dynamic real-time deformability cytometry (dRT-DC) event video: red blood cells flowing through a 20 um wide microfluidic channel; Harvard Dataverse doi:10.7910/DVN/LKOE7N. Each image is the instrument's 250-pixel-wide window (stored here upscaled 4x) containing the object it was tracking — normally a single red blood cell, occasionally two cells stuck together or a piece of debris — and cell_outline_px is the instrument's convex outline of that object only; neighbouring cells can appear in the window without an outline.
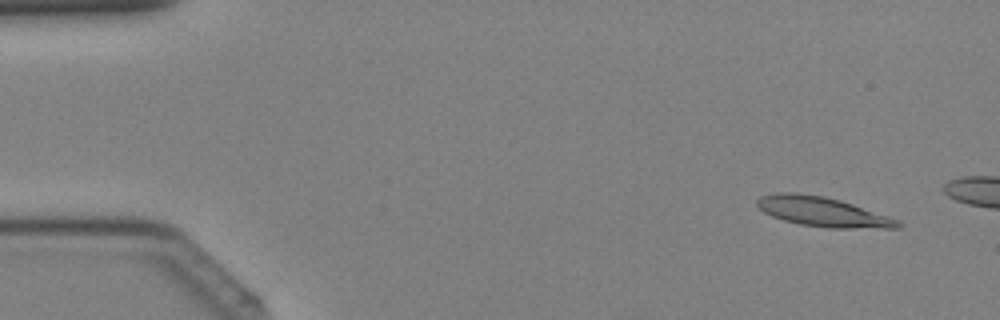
{"species": "Egyptian fruit bat (a non-hibernating species)", "species_latin": "Rousettus aegyptiacus", "temperature_condition": "cold", "stored_images_in_passage": 8, "camera_frame_rate_fps": 3000, "um_per_image_px": 0.085, "animal": {"sex": "female"}, "frame": {"image": 1, "passage_image": 3, "time_ms": 0.667, "image_size_px": [1000, 320], "cell_outline_px": [[904, 224], [900, 228], [828, 228], [800, 224], [784, 220], [772, 216], [764, 212], [756, 204], [756, 200], [760, 196], [776, 192], [796, 192], [824, 196], [840, 200], [900, 220]], "centroid_in_image_um": [69.93, 18.0], "position_along_channel_um": 15.1, "area_um2": 24.33}}